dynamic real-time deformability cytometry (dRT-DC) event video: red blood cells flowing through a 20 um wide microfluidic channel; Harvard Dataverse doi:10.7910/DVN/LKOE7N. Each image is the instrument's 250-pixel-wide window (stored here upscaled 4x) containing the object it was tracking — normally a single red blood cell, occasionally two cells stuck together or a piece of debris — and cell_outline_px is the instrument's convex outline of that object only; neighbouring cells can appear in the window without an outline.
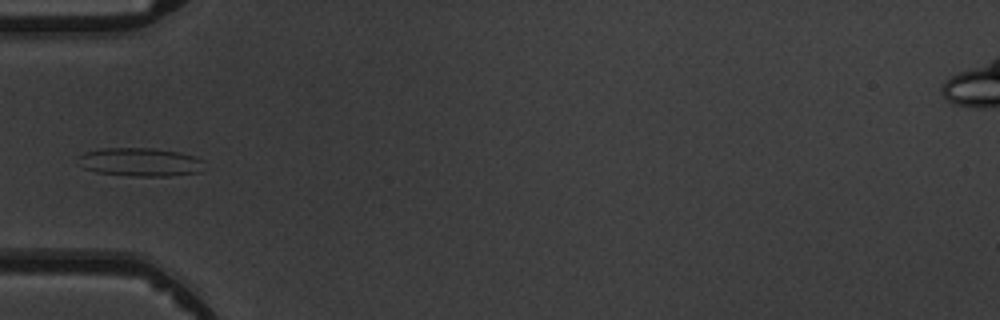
{"species": "common noctule bat (a hibernating species)", "species_latin": "Nyctalus noctula", "temperature_condition": "warm", "stored_images_in_passage": 6, "camera_frame_rate_fps": 3000, "um_per_image_px": 0.085, "animal": {"sex": "male", "body_mass_g": 19.5, "forearm_length_mm": 54.6}, "frame": {"image": 1, "passage_image": 5, "time_ms": 5.333, "image_size_px": [1000, 320], "cell_outline_px": [[204, 160], [200, 172], [168, 176], [132, 176], [96, 172], [84, 168], [76, 156], [84, 152], [100, 148], [152, 148], [180, 152], [196, 156]], "centroid_in_image_um": [11.91, 13.76], "position_along_channel_um": 73.1, "area_um2": 21.04}}